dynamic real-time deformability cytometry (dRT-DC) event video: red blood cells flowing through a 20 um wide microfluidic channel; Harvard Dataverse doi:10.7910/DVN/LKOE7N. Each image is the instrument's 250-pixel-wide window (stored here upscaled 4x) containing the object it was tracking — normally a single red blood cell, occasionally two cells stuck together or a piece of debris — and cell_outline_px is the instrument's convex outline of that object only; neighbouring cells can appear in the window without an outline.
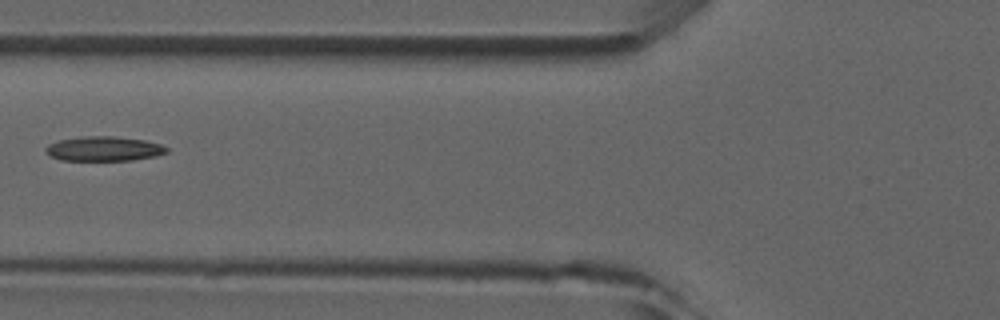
{"species": "common noctule bat (a hibernating species)", "species_latin": "Nyctalus noctula", "temperature_condition": "room temperature", "stored_images_in_passage": 5, "camera_frame_rate_fps": 3000, "um_per_image_px": 0.085, "animal": {"sex": "male", "forearm_length_mm": 52.5}, "frame": {"image": 1, "passage_image": 5, "time_ms": 5.667, "image_size_px": [1000, 320], "cell_outline_px": [[168, 152], [156, 156], [132, 160], [60, 160], [44, 152], [44, 148], [48, 144], [60, 140], [84, 136], [112, 136], [144, 140], [160, 144], [168, 148]], "centroid_in_image_um": [8.82, 12.64], "position_along_channel_um": 117.0, "area_um2": 17.28}}